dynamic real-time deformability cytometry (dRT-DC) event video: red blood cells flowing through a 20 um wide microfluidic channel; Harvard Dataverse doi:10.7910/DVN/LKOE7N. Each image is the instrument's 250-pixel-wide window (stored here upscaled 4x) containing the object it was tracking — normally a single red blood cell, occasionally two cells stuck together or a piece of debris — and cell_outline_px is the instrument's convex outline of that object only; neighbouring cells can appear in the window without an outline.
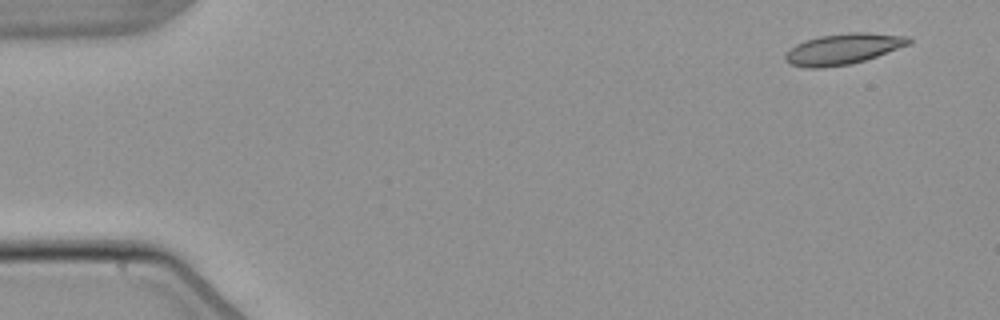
{"species": "common noctule bat (a hibernating species)", "species_latin": "Nyctalus noctula", "temperature_condition": "warm", "stored_images_in_passage": 3, "camera_frame_rate_fps": 3000, "um_per_image_px": 0.085, "animal": {"sex": "male", "body_mass_g": 21.5, "forearm_length_mm": 52.0}, "frame": {"image": 1, "passage_image": 1, "time_ms": 0.0, "image_size_px": [1000, 320], "cell_outline_px": [[912, 44], [864, 60], [848, 64], [820, 68], [804, 68], [788, 64], [784, 60], [784, 56], [796, 44], [804, 40], [820, 36], [848, 32], [868, 32], [908, 36], [912, 40]], "centroid_in_image_um": [71.67, 4.15], "position_along_channel_um": 13.3, "area_um2": 22.25}}